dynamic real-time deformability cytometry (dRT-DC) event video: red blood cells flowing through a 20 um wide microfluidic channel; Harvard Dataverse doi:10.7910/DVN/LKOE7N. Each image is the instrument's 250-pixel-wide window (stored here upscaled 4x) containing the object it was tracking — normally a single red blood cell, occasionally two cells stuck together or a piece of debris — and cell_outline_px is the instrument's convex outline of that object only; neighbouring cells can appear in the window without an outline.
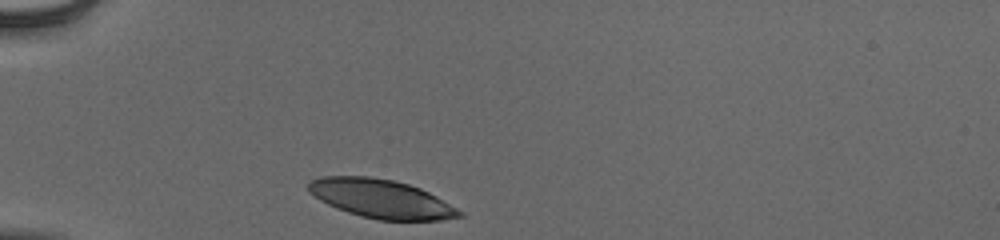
{"species": "human", "species_latin": "Homo sapiens", "temperature_condition": "cold", "stored_images_in_passage": 30, "camera_frame_rate_fps": 3000, "um_per_image_px": 0.085, "donor": {"sex": "male"}, "frame": {"image": 1, "passage_image": 1, "time_ms": 0.0, "image_size_px": [1000, 240], "cell_outline_px": [[464, 216], [440, 220], [380, 220], [360, 216], [336, 208], [320, 200], [308, 192], [308, 184], [312, 180], [320, 176], [368, 176], [392, 180], [408, 184], [420, 188], [436, 196], [464, 212]], "centroid_in_image_um": [32.39, 16.89], "position_along_channel_um": 52.6, "area_um2": 33.93}}
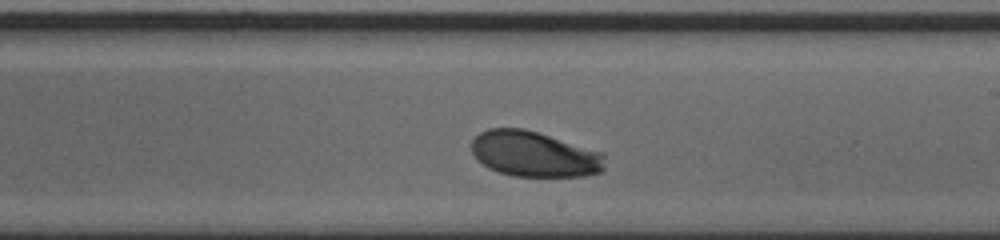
{"frame": {"image": 2, "passage_image": 18, "time_ms": 5.667, "image_size_px": [1000, 240], "cell_outline_px": [[604, 172], [584, 176], [512, 176], [488, 168], [476, 160], [472, 152], [472, 140], [480, 132], [488, 128], [524, 128], [604, 152]], "centroid_in_image_um": [45.42, 13.1], "position_along_channel_um": 243.6, "area_um2": 35.66}}
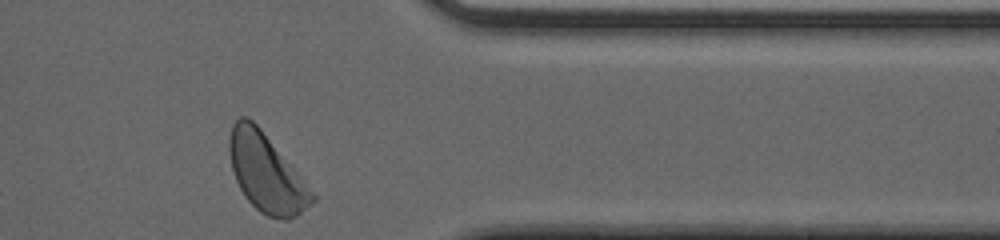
{"frame": {"image": 3, "passage_image": 30, "time_ms": 9.667, "image_size_px": [1000, 240], "cell_outline_px": [[316, 200], [300, 212], [288, 220], [280, 220], [268, 216], [260, 212], [244, 196], [236, 180], [232, 168], [228, 152], [228, 140], [232, 124], [240, 116], [248, 116], [260, 128], [316, 196]], "centroid_in_image_um": [22.59, 14.69], "position_along_channel_um": 388.8, "area_um2": 37.05}, "authors_computed_cell_mechanics": {"area_um2": 35.6337, "velocity_mm_per_s": 3.827, "shape_relaxation_time_tau1_ms": 1.8198, "shape_relaxation_time_tau2_ms": null, "deformation_change_tau1": 0.097, "deformation_change_tau2": null}}